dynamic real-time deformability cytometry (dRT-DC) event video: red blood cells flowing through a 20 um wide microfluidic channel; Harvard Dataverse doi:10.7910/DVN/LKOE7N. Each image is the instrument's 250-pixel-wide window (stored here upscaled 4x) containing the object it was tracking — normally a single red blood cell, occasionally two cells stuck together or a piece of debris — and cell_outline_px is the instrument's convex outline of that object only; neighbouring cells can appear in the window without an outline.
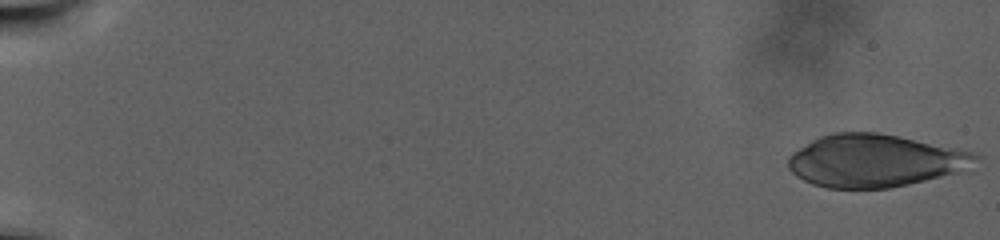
{"species": "human", "species_latin": "Homo sapiens", "temperature_condition": "warm", "stored_images_in_passage": 99, "camera_frame_rate_fps": 3000, "um_per_image_px": 0.085, "donor": {"sex": "male"}, "frame": {"image": 1, "passage_image": 1, "time_ms": 0.0, "image_size_px": [1000, 240], "cell_outline_px": [[980, 156], [968, 172], [888, 188], [828, 188], [812, 184], [796, 176], [788, 168], [788, 156], [792, 152], [812, 140], [820, 136], [832, 132], [880, 132], [956, 148], [972, 152]], "centroid_in_image_um": [74.4, 13.66], "position_along_channel_um": 10.6, "area_um2": 57.97}}
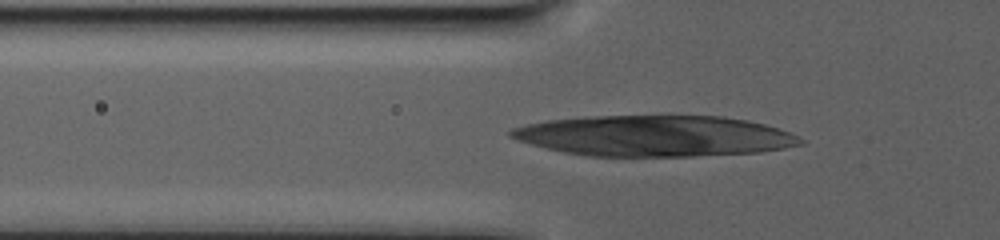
{"frame": {"image": 2, "passage_image": 37, "time_ms": 12.0, "image_size_px": [1000, 240], "cell_outline_px": [[804, 144], [784, 148], [760, 152], [692, 156], [588, 156], [564, 152], [516, 140], [508, 136], [508, 132], [512, 128], [524, 124], [548, 120], [584, 116], [668, 112], [724, 116], [748, 120], [764, 124], [788, 132], [804, 140]], "centroid_in_image_um": [55.62, 11.5], "position_along_channel_um": 70.2, "area_um2": 70.98}}